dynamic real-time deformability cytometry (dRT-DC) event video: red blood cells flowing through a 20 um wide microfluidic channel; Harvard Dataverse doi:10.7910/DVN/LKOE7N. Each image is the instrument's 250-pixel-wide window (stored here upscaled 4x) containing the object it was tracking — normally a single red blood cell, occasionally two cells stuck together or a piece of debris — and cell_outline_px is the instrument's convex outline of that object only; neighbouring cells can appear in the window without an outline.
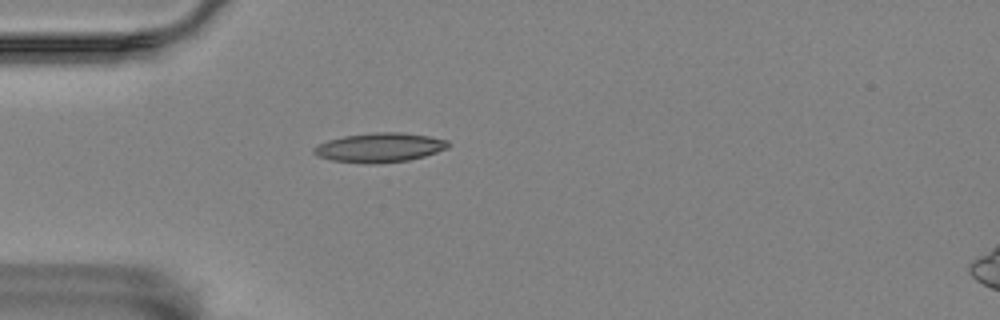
{"species": "Egyptian fruit bat (a non-hibernating species)", "species_latin": "Rousettus aegyptiacus", "temperature_condition": "room temperature", "stored_images_in_passage": 1, "camera_frame_rate_fps": 3000, "um_per_image_px": 0.085, "animal": {"sex": "female"}, "frame": {"image": 1, "passage_image": 1, "time_ms": 0.0, "image_size_px": [1000, 320], "cell_outline_px": [[448, 148], [424, 156], [408, 160], [332, 160], [320, 156], [312, 152], [312, 148], [328, 140], [344, 136], [376, 132], [404, 132], [428, 136], [448, 140]], "centroid_in_image_um": [32.32, 12.47], "position_along_channel_um": 52.7, "area_um2": 21.62}}